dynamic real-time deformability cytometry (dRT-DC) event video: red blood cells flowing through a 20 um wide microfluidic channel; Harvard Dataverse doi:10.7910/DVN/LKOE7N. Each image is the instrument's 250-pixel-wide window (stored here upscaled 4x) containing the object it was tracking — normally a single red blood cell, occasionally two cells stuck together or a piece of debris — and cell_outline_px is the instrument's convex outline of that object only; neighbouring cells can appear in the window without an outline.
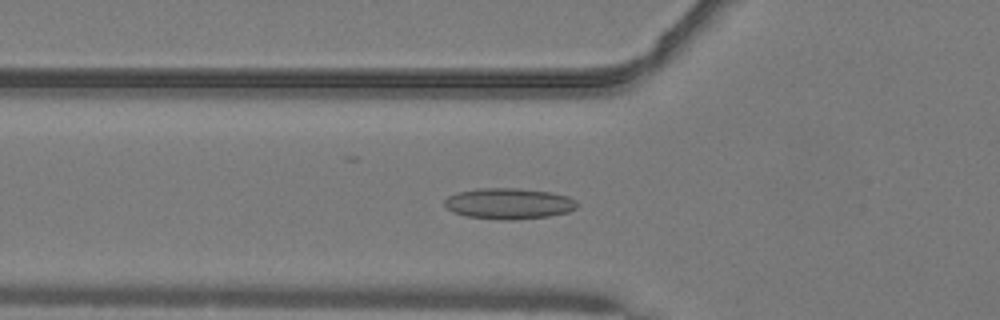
{"species": "common noctule bat (a hibernating species)", "species_latin": "Nyctalus noctula", "temperature_condition": "warm", "stored_images_in_passage": 35, "camera_frame_rate_fps": 3000, "um_per_image_px": 0.085, "animal": {"sex": "male", "body_mass_g": 19.2, "forearm_length_mm": 51.8}, "frame": {"image": 1, "passage_image": 3, "time_ms": 0.667, "image_size_px": [1000, 320], "cell_outline_px": [[580, 204], [576, 208], [568, 212], [548, 216], [512, 220], [508, 220], [468, 216], [452, 212], [444, 204], [444, 200], [448, 196], [456, 192], [480, 188], [520, 188], [552, 192], [568, 196], [576, 200]], "centroid_in_image_um": [43.28, 17.29], "position_along_channel_um": 82.5, "area_um2": 23.99}}
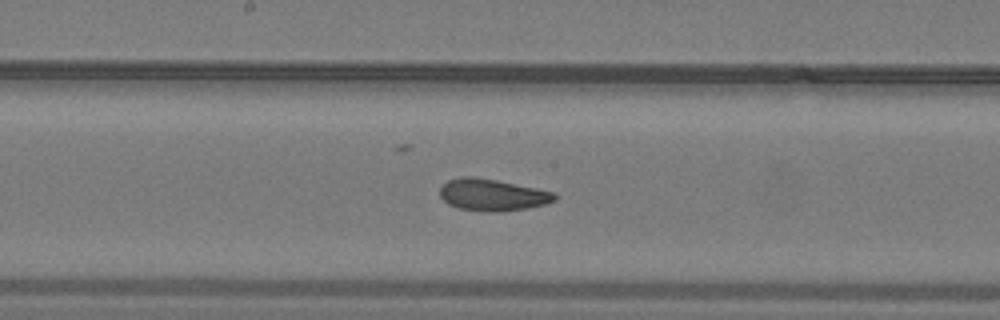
{"frame": {"image": 2, "passage_image": 12, "time_ms": 3.667, "image_size_px": [1000, 320], "cell_outline_px": [[556, 200], [544, 204], [528, 208], [500, 212], [492, 212], [460, 208], [448, 204], [440, 196], [440, 188], [448, 180], [460, 176], [476, 176], [556, 192]], "centroid_in_image_um": [41.86, 16.55], "position_along_channel_um": 206.3, "area_um2": 21.27}}
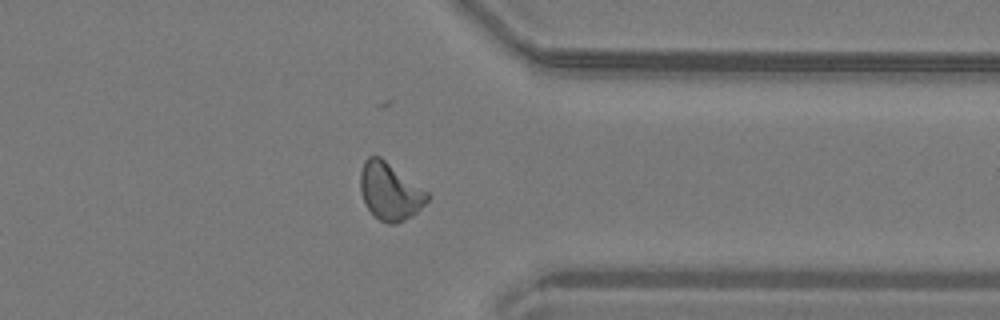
{"frame": {"image": 3, "passage_image": 25, "time_ms": 8.0, "image_size_px": [1000, 320], "cell_outline_px": [[432, 196], [412, 216], [396, 224], [388, 224], [380, 220], [364, 204], [360, 192], [360, 172], [364, 160], [368, 156], [380, 156], [428, 192]], "centroid_in_image_um": [33.13, 16.26], "position_along_channel_um": 378.3, "area_um2": 22.37}, "authors_computed_cell_mechanics": {"area_um2": 21.2126, "velocity_mm_per_s": 4.0957, "shape_relaxation_time_tau1_ms": 9.088, "shape_relaxation_time_tau2_ms": 2.4292, "deformation_change_tau1": 0.1783, "deformation_change_tau2": 0.086}}